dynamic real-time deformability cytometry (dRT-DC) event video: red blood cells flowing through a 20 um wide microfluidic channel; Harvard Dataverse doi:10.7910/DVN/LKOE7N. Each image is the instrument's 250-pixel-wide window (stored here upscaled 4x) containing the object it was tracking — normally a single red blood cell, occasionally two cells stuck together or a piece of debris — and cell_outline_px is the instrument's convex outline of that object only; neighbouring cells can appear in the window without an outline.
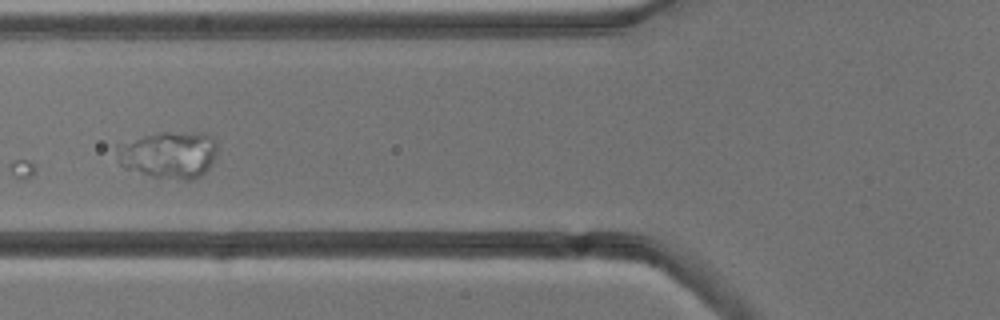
{"species": "common noctule bat (a hibernating species)", "species_latin": "Nyctalus noctula", "temperature_condition": "cold", "stored_images_in_passage": 6, "camera_frame_rate_fps": 3000, "um_per_image_px": 0.085, "animal": {"sex": "male", "body_mass_g": 13.3}, "frame": {"image": 1, "passage_image": 5, "time_ms": 4.667, "image_size_px": [1000, 320], "cell_outline_px": [[216, 152], [212, 164], [200, 176], [188, 180], [184, 180], [152, 176], [124, 168], [120, 164], [116, 152], [116, 144], [144, 136], [160, 132], [204, 132], [212, 136], [216, 140]], "centroid_in_image_um": [14.36, 13.13], "position_along_channel_um": 111.4, "area_um2": 27.74}}
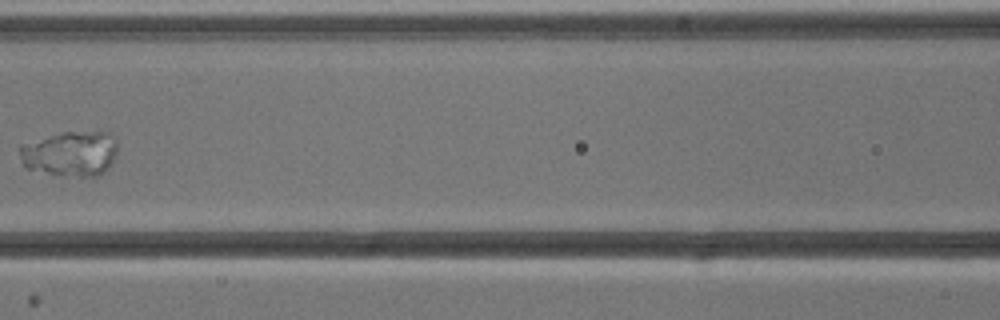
{"frame": {"image": 2, "passage_image": 6, "time_ms": 6.0, "image_size_px": [1000, 320], "cell_outline_px": [[116, 156], [104, 172], [96, 176], [56, 176], [28, 168], [20, 160], [20, 144], [64, 132], [112, 132], [116, 140]], "centroid_in_image_um": [5.99, 13.06], "position_along_channel_um": 160.6, "area_um2": 25.84}}